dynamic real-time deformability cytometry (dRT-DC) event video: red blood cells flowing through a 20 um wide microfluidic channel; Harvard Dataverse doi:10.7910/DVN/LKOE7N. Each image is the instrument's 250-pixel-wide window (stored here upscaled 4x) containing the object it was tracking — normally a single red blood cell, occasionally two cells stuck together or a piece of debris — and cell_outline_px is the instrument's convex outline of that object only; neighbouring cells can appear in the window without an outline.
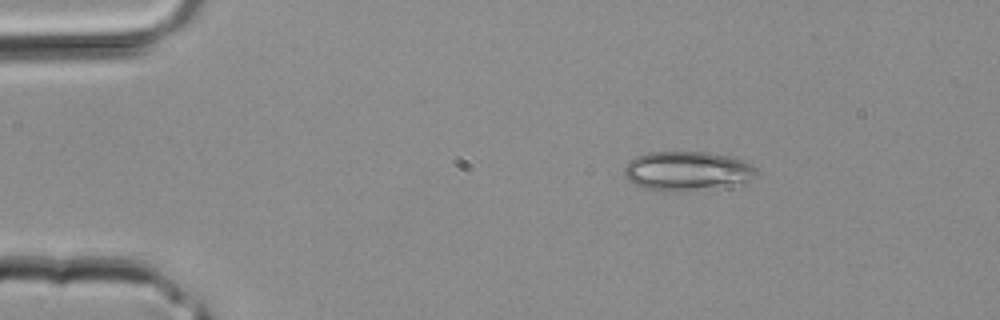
{"species": "common noctule bat (a hibernating species)", "species_latin": "Nyctalus noctula", "temperature_condition": "room temperature", "stored_images_in_passage": 2, "segment_of_instrument_passage": [1, 2], "camera_frame_rate_fps": 3000, "um_per_image_px": 0.085, "animal": {"sex": "male", "body_mass_g": 20.4}, "frame": {"image": 1, "passage_image": 1, "time_ms": 0.0, "image_size_px": [1000, 320], "cell_outline_px": [[756, 176], [748, 180], [688, 192], [644, 188], [632, 184], [624, 176], [624, 168], [636, 156], [648, 152], [708, 152], [728, 156], [744, 160], [752, 164], [756, 168]], "centroid_in_image_um": [58.37, 14.52], "position_along_channel_um": 26.6, "area_um2": 29.88}}